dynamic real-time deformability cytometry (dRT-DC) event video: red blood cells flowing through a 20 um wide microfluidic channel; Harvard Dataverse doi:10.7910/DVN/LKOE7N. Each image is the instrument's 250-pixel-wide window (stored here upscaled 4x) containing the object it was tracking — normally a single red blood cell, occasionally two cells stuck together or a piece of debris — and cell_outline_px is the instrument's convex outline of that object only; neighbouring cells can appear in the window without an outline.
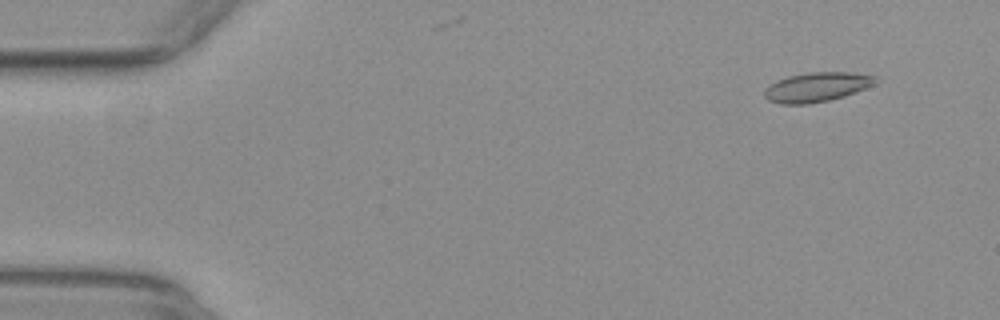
{"species": "common noctule bat (a hibernating species)", "species_latin": "Nyctalus noctula", "temperature_condition": "warm", "stored_images_in_passage": 9, "camera_frame_rate_fps": 3000, "um_per_image_px": 0.085, "animal": {"sex": "female", "body_mass_g": 29.2, "forearm_length_mm": 56.3}, "frame": {"image": 1, "passage_image": 5, "time_ms": 1.333, "image_size_px": [1000, 320], "cell_outline_px": [[876, 84], [856, 92], [844, 96], [828, 100], [808, 104], [780, 104], [768, 100], [764, 96], [764, 88], [776, 80], [788, 76], [808, 72], [852, 72], [876, 76]], "centroid_in_image_um": [69.41, 7.39], "position_along_channel_um": 15.6, "area_um2": 19.19}}